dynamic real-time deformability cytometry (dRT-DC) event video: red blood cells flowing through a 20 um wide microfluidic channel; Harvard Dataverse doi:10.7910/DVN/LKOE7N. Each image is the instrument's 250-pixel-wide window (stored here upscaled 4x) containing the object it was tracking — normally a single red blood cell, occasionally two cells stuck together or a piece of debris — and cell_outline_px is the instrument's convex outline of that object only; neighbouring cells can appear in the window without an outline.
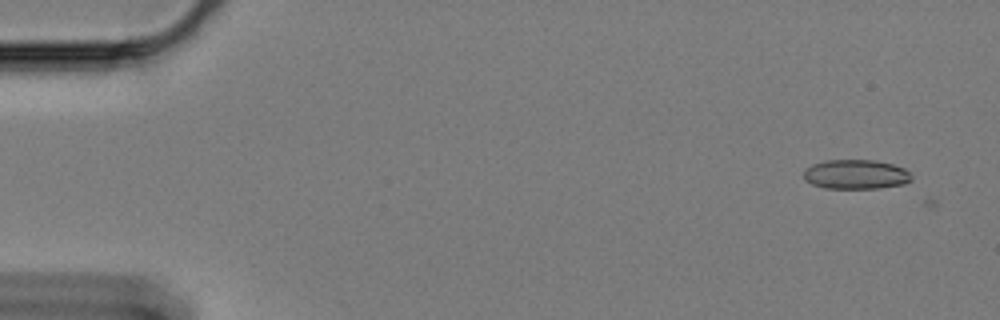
{"species": "Egyptian fruit bat (a non-hibernating species)", "species_latin": "Rousettus aegyptiacus", "temperature_condition": "cold", "stored_images_in_passage": 2, "camera_frame_rate_fps": 3000, "um_per_image_px": 0.085, "animal": {"sex": "female"}, "frame": {"image": 1, "passage_image": 1, "time_ms": 0.0, "image_size_px": [1000, 320], "cell_outline_px": [[912, 180], [904, 184], [880, 188], [824, 188], [812, 184], [804, 180], [804, 168], [812, 164], [828, 160], [872, 160], [892, 164], [904, 168], [912, 176]], "centroid_in_image_um": [72.73, 14.82], "position_along_channel_um": 12.3, "area_um2": 18.55}}